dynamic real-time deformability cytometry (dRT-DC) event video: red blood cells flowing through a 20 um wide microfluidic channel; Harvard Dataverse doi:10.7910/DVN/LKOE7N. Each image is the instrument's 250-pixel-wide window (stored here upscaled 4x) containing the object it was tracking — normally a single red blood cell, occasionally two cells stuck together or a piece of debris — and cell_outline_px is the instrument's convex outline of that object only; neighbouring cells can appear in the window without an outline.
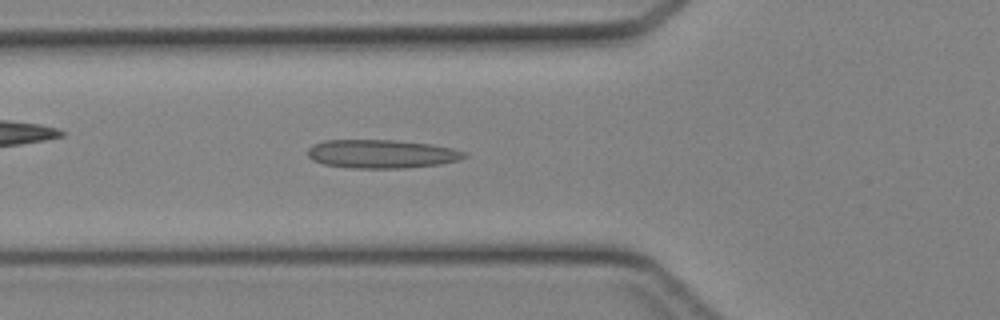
{"species": "Egyptian fruit bat (a non-hibernating species)", "species_latin": "Rousettus aegyptiacus", "temperature_condition": "cold", "stored_images_in_passage": 43, "camera_frame_rate_fps": 3000, "um_per_image_px": 0.085, "animal": {"sex": "female"}, "frame": {"image": 1, "passage_image": 15, "time_ms": 4.667, "image_size_px": [1000, 320], "cell_outline_px": [[468, 156], [460, 160], [440, 164], [404, 168], [348, 168], [324, 164], [312, 160], [308, 156], [308, 148], [312, 144], [324, 140], [392, 140], [432, 144], [452, 148], [468, 152]], "centroid_in_image_um": [32.45, 13.08], "position_along_channel_um": 93.4, "area_um2": 26.3}}
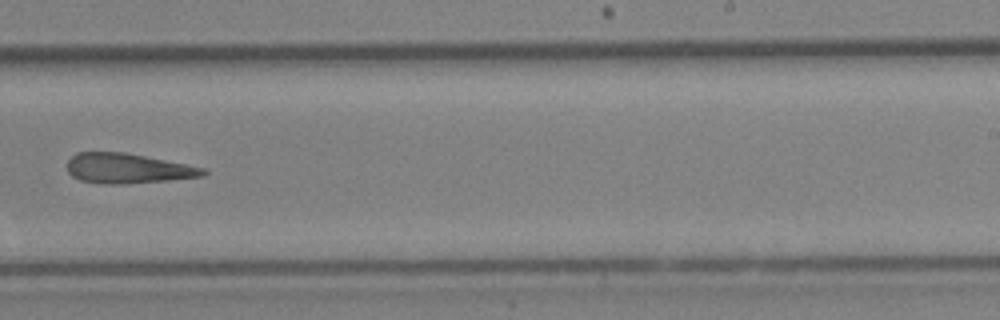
{"frame": {"image": 2, "passage_image": 27, "time_ms": 8.667, "image_size_px": [1000, 320], "cell_outline_px": [[208, 172], [204, 176], [168, 180], [120, 184], [112, 184], [80, 180], [72, 176], [68, 172], [68, 160], [76, 152], [124, 152], [204, 168]], "centroid_in_image_um": [10.83, 14.31], "position_along_channel_um": 278.2, "area_um2": 23.35}}
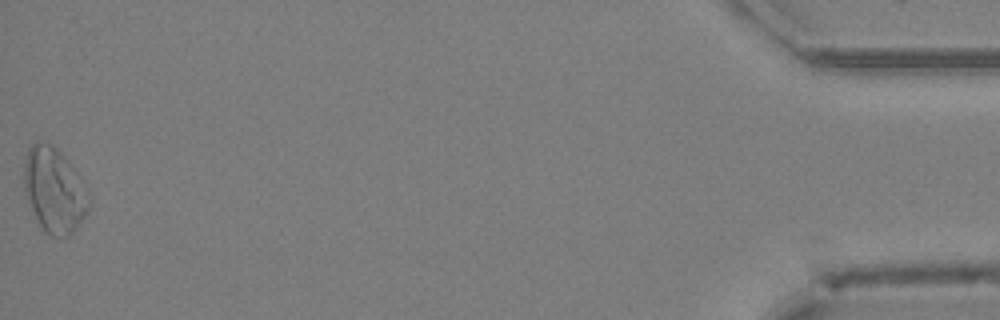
{"frame": {"image": 3, "passage_image": 43, "time_ms": 14.0, "image_size_px": [1000, 320], "cell_outline_px": [[88, 212], [80, 224], [68, 236], [52, 236], [44, 232], [36, 220], [24, 192], [24, 164], [28, 148], [36, 140], [40, 140], [56, 148], [60, 152], [88, 188]], "centroid_in_image_um": [4.59, 16.18], "position_along_channel_um": 430.6, "area_um2": 32.02}}